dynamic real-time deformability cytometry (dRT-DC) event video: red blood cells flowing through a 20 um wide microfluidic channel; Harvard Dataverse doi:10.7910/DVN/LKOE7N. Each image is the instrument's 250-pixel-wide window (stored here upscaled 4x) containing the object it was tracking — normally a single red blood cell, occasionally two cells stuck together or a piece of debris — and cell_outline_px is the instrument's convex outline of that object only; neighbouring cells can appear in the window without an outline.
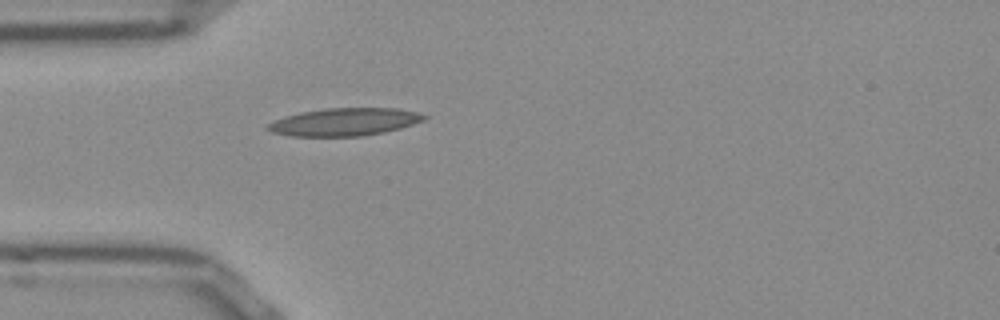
{"species": "Egyptian fruit bat (a non-hibernating species)", "species_latin": "Rousettus aegyptiacus", "temperature_condition": "room temperature", "stored_images_in_passage": 39, "camera_frame_rate_fps": 3000, "um_per_image_px": 0.085, "frame": {"image": 1, "passage_image": 1, "time_ms": 0.0, "image_size_px": [1000, 320], "cell_outline_px": [[428, 116], [424, 120], [400, 128], [384, 132], [360, 136], [288, 136], [272, 132], [264, 128], [268, 124], [284, 116], [300, 112], [324, 108], [400, 108], [416, 112]], "centroid_in_image_um": [29.26, 10.36], "position_along_channel_um": 55.7, "area_um2": 25.26}}
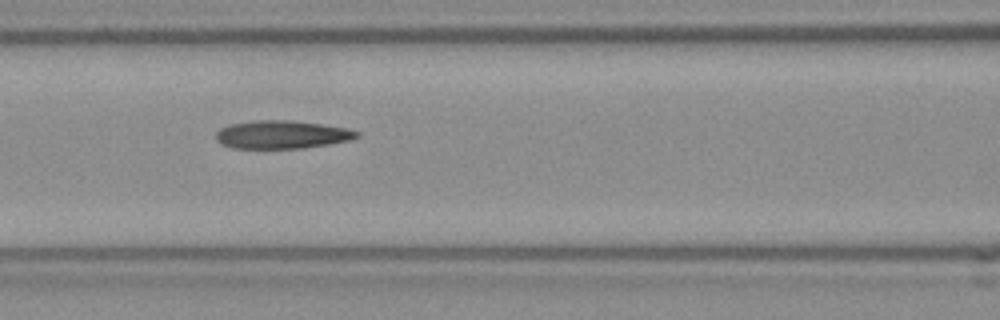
{"frame": {"image": 2, "passage_image": 8, "time_ms": 2.333, "image_size_px": [1000, 320], "cell_outline_px": [[360, 136], [348, 140], [300, 148], [236, 148], [224, 144], [216, 140], [216, 132], [220, 128], [228, 124], [256, 120], [292, 120], [320, 124], [344, 128], [360, 132]], "centroid_in_image_um": [23.91, 11.42], "position_along_channel_um": 142.7, "area_um2": 22.72}}
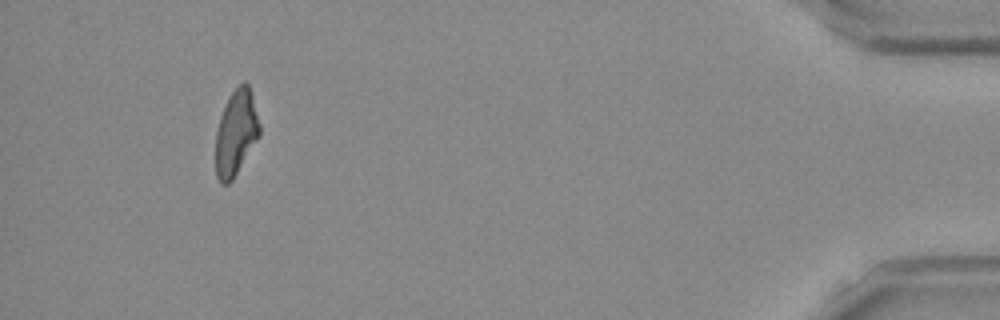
{"frame": {"image": 3, "passage_image": 35, "time_ms": 11.333, "image_size_px": [1000, 320], "cell_outline_px": [[260, 136], [232, 180], [228, 184], [220, 184], [216, 176], [216, 132], [220, 116], [228, 96], [244, 80], [248, 84], [252, 96], [260, 124]], "centroid_in_image_um": [20.06, 11.3], "position_along_channel_um": 415.1, "area_um2": 21.85}, "authors_computed_cell_mechanics": {"area_um2": 22.831, "velocity_mm_per_s": 3.8374, "shape_relaxation_time_tau1_ms": null, "shape_relaxation_time_tau2_ms": 6.914, "deformation_change_tau1": null, "deformation_change_tau2": 0.1894}}